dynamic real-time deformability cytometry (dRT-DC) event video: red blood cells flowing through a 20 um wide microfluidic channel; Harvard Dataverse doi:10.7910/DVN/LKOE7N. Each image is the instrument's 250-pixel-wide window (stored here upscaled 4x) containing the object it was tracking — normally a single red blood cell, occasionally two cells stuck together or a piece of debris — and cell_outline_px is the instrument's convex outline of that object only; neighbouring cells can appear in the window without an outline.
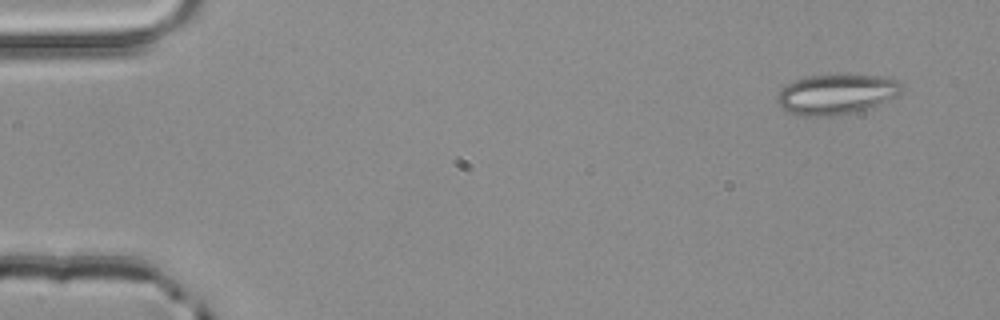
{"species": "common noctule bat (a hibernating species)", "species_latin": "Nyctalus noctula", "temperature_condition": "room temperature", "stored_images_in_passage": 3, "camera_frame_rate_fps": 3000, "um_per_image_px": 0.085, "animal": {"sex": "male", "body_mass_g": 20.4}, "frame": {"image": 1, "passage_image": 1, "time_ms": 0.0, "image_size_px": [1000, 320], "cell_outline_px": [[904, 88], [896, 96], [872, 108], [860, 112], [832, 116], [796, 116], [780, 108], [776, 100], [780, 88], [796, 80], [808, 76], [880, 76], [900, 80], [904, 84]], "centroid_in_image_um": [71.1, 8.05], "position_along_channel_um": 13.9, "area_um2": 29.36}}
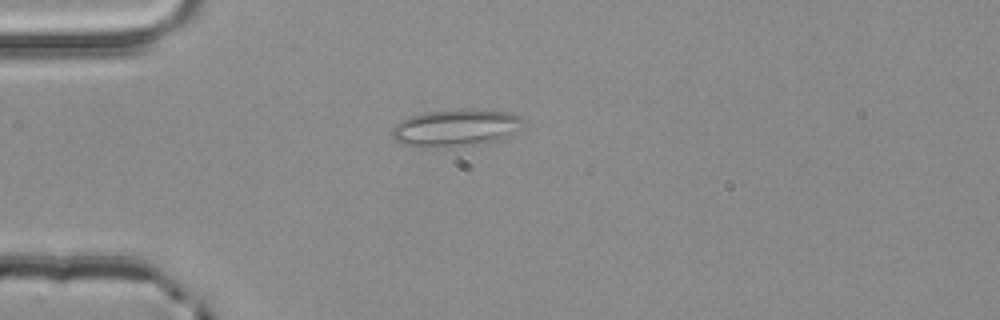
{"frame": {"image": 2, "passage_image": 3, "time_ms": 0.667, "image_size_px": [1000, 320], "cell_outline_px": [[524, 120], [516, 132], [500, 140], [472, 144], [424, 148], [400, 144], [392, 136], [392, 128], [400, 120], [408, 116], [424, 112], [508, 112], [520, 116]], "centroid_in_image_um": [38.66, 10.91], "position_along_channel_um": 46.3, "area_um2": 27.34}}